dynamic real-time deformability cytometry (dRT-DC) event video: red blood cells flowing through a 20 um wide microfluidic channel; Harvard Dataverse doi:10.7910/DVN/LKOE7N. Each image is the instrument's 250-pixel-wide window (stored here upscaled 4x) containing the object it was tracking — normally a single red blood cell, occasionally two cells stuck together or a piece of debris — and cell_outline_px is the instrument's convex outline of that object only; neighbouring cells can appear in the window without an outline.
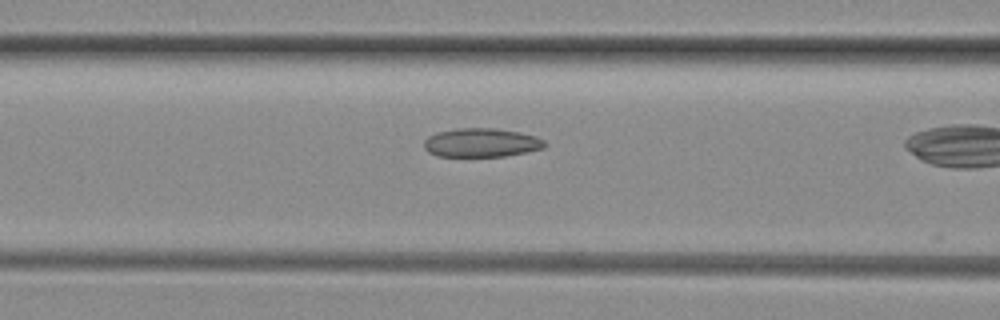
{"species": "common noctule bat (a hibernating species)", "species_latin": "Nyctalus noctula", "temperature_condition": "room temperature", "stored_images_in_passage": 9, "camera_frame_rate_fps": 3000, "um_per_image_px": 0.085, "animal": {"sex": "female", "body_mass_g": 29.2, "forearm_length_mm": 56.3}, "frame": {"image": 1, "passage_image": 4, "time_ms": 1.0, "image_size_px": [1000, 320], "cell_outline_px": [[548, 144], [544, 148], [504, 156], [436, 156], [428, 152], [424, 148], [424, 140], [428, 136], [436, 132], [456, 128], [496, 128], [520, 132], [536, 136], [544, 140]], "centroid_in_image_um": [40.9, 12.12], "position_along_channel_um": 125.7, "area_um2": 20.4}}
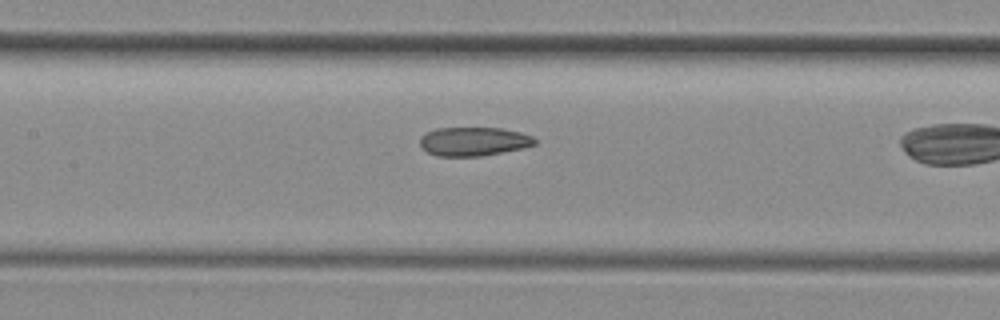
{"frame": {"image": 2, "passage_image": 7, "time_ms": 2.0, "image_size_px": [1000, 320], "cell_outline_px": [[536, 144], [520, 148], [480, 156], [436, 156], [428, 152], [420, 144], [420, 136], [436, 128], [500, 128], [520, 132], [532, 136], [536, 140]], "centroid_in_image_um": [40.24, 12.02], "position_along_channel_um": 167.2, "area_um2": 19.02}}